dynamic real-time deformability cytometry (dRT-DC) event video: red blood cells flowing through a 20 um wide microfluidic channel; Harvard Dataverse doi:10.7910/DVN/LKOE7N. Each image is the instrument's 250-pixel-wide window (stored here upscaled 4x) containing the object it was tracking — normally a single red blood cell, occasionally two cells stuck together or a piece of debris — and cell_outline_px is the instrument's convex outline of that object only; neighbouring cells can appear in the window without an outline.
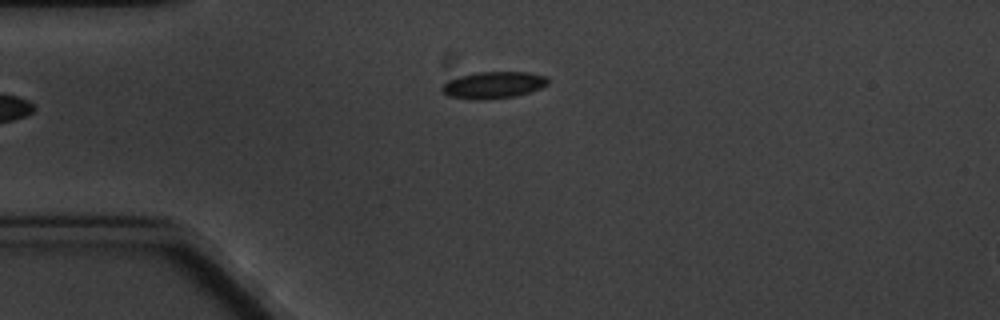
{"species": "common noctule bat (a hibernating species)", "species_latin": "Nyctalus noctula", "temperature_condition": "cold", "stored_images_in_passage": 5, "camera_frame_rate_fps": 3000, "um_per_image_px": 0.085, "animal": {"sex": "male", "body_mass_g": 20.1, "forearm_length_mm": 53.5}, "frame": {"image": 1, "passage_image": 5, "time_ms": 5.667, "image_size_px": [1000, 320], "cell_outline_px": [[548, 84], [540, 88], [516, 96], [488, 100], [472, 100], [448, 96], [440, 92], [440, 88], [448, 80], [460, 76], [476, 72], [528, 72], [544, 76], [548, 80]], "centroid_in_image_um": [41.88, 7.24], "position_along_channel_um": 43.1, "area_um2": 16.7}}